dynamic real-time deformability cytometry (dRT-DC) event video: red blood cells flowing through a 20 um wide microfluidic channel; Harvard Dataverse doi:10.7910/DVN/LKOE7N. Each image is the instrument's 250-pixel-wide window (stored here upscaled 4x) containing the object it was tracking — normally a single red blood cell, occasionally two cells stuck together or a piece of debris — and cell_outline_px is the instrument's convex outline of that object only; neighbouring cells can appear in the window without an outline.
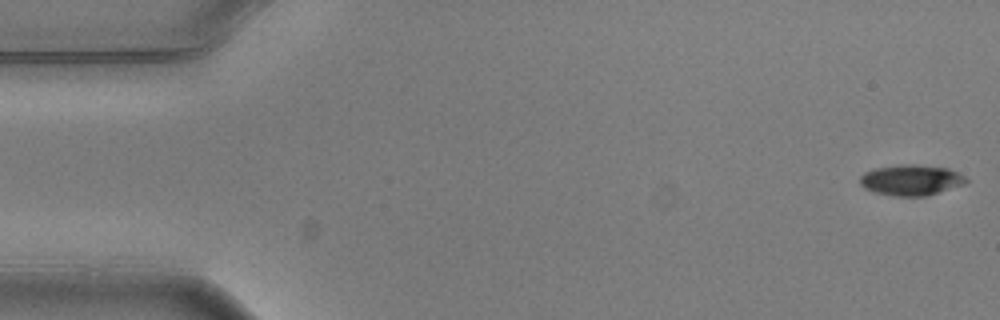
{"species": "common noctule bat (a hibernating species)", "species_latin": "Nyctalus noctula", "temperature_condition": "warm", "stored_images_in_passage": 6, "camera_frame_rate_fps": 3000, "um_per_image_px": 0.085, "animal": {"sex": "male", "body_mass_g": 20.5, "forearm_length_mm": 52.5}, "frame": {"image": 1, "passage_image": 1, "time_ms": 0.0, "image_size_px": [1000, 320], "cell_outline_px": [[968, 180], [964, 184], [924, 196], [892, 196], [876, 192], [864, 188], [860, 184], [860, 176], [864, 172], [876, 168], [900, 164], [916, 164], [948, 168], [964, 176]], "centroid_in_image_um": [77.41, 15.29], "position_along_channel_um": 7.6, "area_um2": 18.84}}
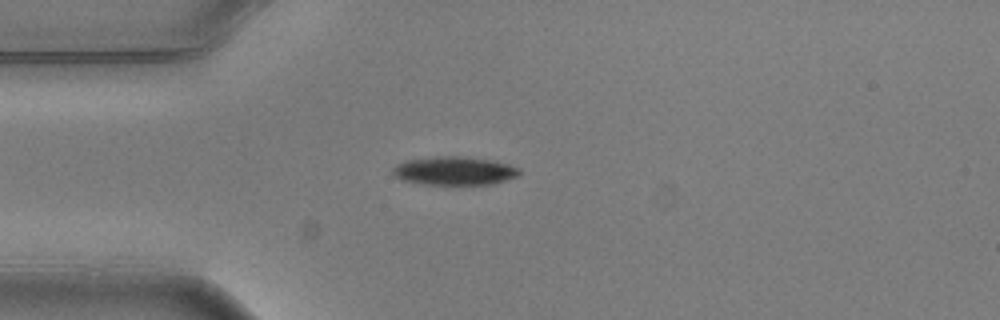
{"frame": {"image": 2, "passage_image": 5, "time_ms": 1.333, "image_size_px": [1000, 320], "cell_outline_px": [[520, 176], [492, 184], [424, 184], [404, 180], [396, 176], [392, 172], [392, 168], [396, 164], [408, 160], [436, 156], [460, 156], [492, 160], [508, 164], [520, 168]], "centroid_in_image_um": [38.66, 14.51], "position_along_channel_um": 46.3, "area_um2": 20.92}}